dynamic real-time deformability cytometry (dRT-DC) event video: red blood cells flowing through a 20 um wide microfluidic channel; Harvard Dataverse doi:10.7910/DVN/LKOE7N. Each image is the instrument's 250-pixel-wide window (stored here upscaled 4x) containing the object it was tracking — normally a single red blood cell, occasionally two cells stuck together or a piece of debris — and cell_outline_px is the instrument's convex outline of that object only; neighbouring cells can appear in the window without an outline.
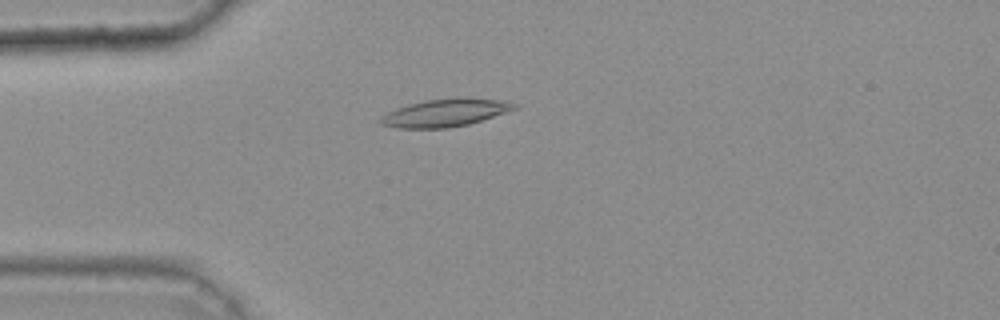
{"species": "common noctule bat (a hibernating species)", "species_latin": "Nyctalus noctula", "temperature_condition": "warm", "stored_images_in_passage": 47, "camera_frame_rate_fps": 3000, "um_per_image_px": 0.085, "animal": {"sex": "female", "body_mass_g": 25.1}, "frame": {"image": 1, "passage_image": 13, "time_ms": 4.0, "image_size_px": [1000, 320], "cell_outline_px": [[520, 104], [516, 108], [468, 124], [448, 128], [396, 128], [380, 124], [376, 120], [380, 116], [396, 108], [408, 104], [428, 100], [508, 100]], "centroid_in_image_um": [37.74, 9.63], "position_along_channel_um": 47.3, "area_um2": 20.75}}
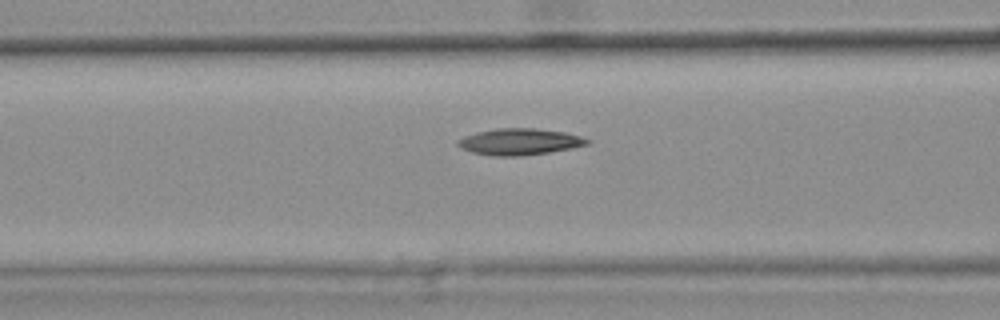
{"frame": {"image": 2, "passage_image": 20, "time_ms": 6.333, "image_size_px": [1000, 320], "cell_outline_px": [[592, 140], [588, 144], [572, 148], [548, 152], [520, 156], [492, 156], [472, 152], [460, 148], [456, 144], [456, 140], [464, 136], [476, 132], [496, 128], [536, 128], [564, 132], [580, 136]], "centroid_in_image_um": [44.13, 12.04], "position_along_channel_um": 122.5, "area_um2": 20.06}}
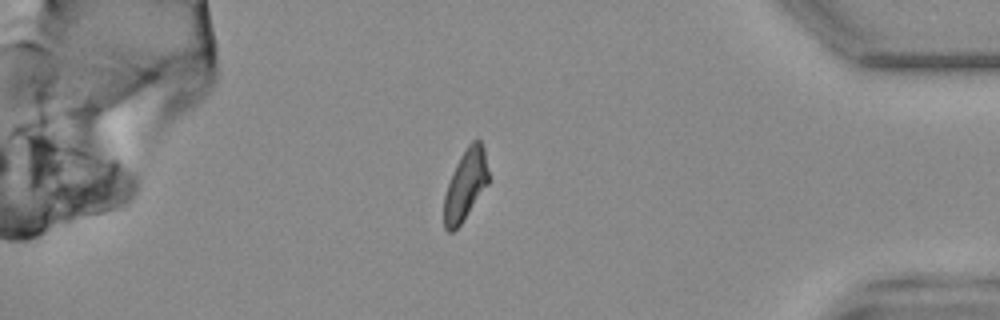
{"frame": {"image": 3, "passage_image": 44, "time_ms": 14.333, "image_size_px": [1000, 320], "cell_outline_px": [[488, 184], [460, 224], [452, 232], [448, 232], [444, 228], [444, 196], [448, 184], [456, 164], [460, 156], [468, 144], [476, 136], [480, 140], [484, 148], [488, 172]], "centroid_in_image_um": [39.56, 15.68], "position_along_channel_um": 395.6, "area_um2": 18.09}}